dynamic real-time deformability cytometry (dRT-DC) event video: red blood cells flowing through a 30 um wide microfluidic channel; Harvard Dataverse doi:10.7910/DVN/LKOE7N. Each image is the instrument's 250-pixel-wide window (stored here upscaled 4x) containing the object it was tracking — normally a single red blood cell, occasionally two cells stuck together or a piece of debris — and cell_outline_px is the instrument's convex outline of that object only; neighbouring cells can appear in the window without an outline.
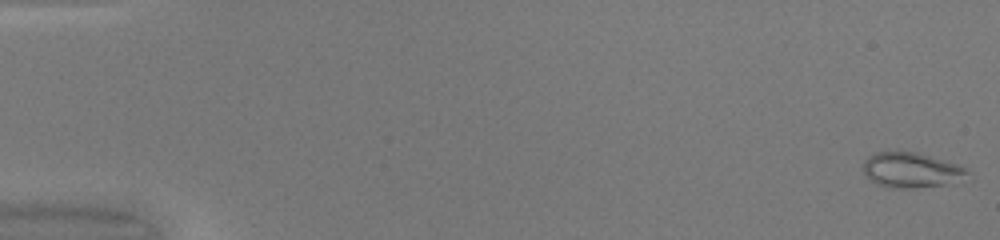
{"species": "common noctule bat (a hibernating species)", "species_latin": "Nyctalus noctula", "temperature_condition": "warm", "stored_images_in_passage": 17, "camera_frame_rate_fps": 3000, "um_per_image_px": 0.085, "animal": {"sex": "female", "body_mass_g": 20.0, "forearm_length_mm": 54.0}, "frame": {"image": 1, "passage_image": 1, "time_ms": 0.0, "image_size_px": [1000, 240], "cell_outline_px": [[968, 172], [944, 184], [916, 188], [888, 188], [876, 184], [864, 172], [864, 160], [868, 156], [876, 152], [920, 152], [956, 164], [964, 168]], "centroid_in_image_um": [77.34, 14.44], "position_along_channel_um": 7.7, "area_um2": 20.69}}